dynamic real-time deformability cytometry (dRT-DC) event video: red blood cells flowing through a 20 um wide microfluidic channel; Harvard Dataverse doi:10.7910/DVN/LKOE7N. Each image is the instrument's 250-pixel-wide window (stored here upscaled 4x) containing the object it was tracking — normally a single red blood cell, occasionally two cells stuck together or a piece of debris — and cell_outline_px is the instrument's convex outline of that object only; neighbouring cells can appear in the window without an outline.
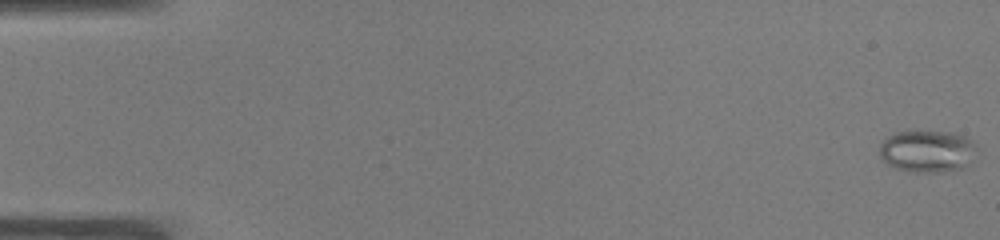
{"species": "common noctule bat (a hibernating species)", "species_latin": "Nyctalus noctula", "temperature_condition": "warm", "stored_images_in_passage": 52, "camera_frame_rate_fps": 3000, "um_per_image_px": 0.085, "animal": {"sex": "male", "body_mass_g": 19.0, "forearm_length_mm": 50.8}, "frame": {"image": 1, "passage_image": 1, "time_ms": 0.0, "image_size_px": [1000, 240], "cell_outline_px": [[976, 148], [968, 164], [964, 168], [944, 172], [912, 172], [896, 168], [888, 164], [880, 156], [880, 144], [892, 132], [952, 132], [964, 136], [972, 140]], "centroid_in_image_um": [78.81, 12.86], "position_along_channel_um": 6.2, "area_um2": 23.7}}
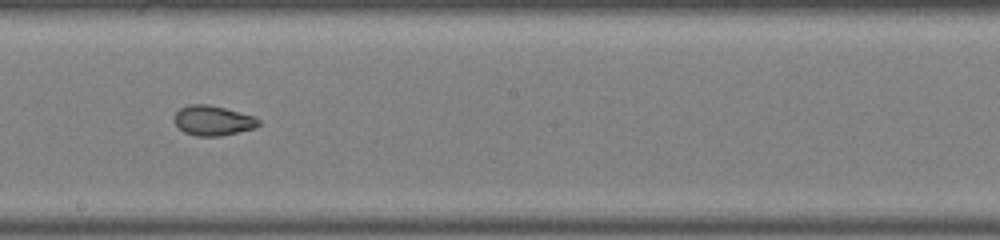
{"frame": {"image": 2, "passage_image": 30, "time_ms": 9.667, "image_size_px": [1000, 240], "cell_outline_px": [[260, 124], [256, 128], [220, 136], [196, 136], [184, 132], [176, 124], [172, 116], [180, 108], [188, 104], [208, 104], [224, 108], [252, 116], [260, 120]], "centroid_in_image_um": [18.07, 10.25], "position_along_channel_um": 230.1, "area_um2": 14.68}}
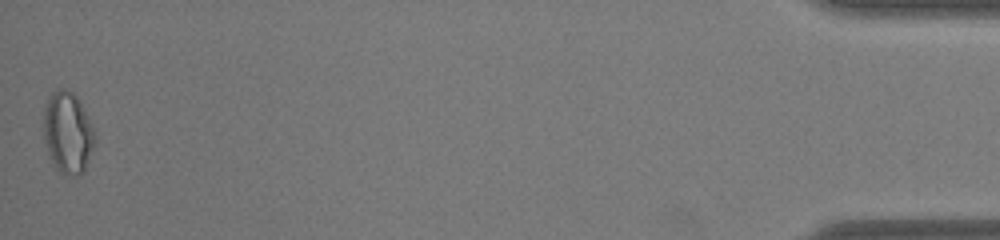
{"frame": {"image": 3, "passage_image": 52, "time_ms": 17.0, "image_size_px": [1000, 240], "cell_outline_px": [[96, 140], [84, 172], [80, 176], [72, 176], [60, 172], [56, 168], [48, 152], [44, 140], [44, 104], [48, 96], [56, 88], [64, 88], [72, 92], [76, 96], [88, 116], [92, 124], [96, 136]], "centroid_in_image_um": [5.77, 11.26], "position_along_channel_um": 429.4, "area_um2": 24.57}, "authors_computed_cell_mechanics": {"area_um2": 18.1203, "velocity_mm_per_s": 3.9498, "shape_relaxation_time_tau1_ms": null, "shape_relaxation_time_tau2_ms": 1.2387, "deformation_change_tau1": null, "deformation_change_tau2": 0.0618}}